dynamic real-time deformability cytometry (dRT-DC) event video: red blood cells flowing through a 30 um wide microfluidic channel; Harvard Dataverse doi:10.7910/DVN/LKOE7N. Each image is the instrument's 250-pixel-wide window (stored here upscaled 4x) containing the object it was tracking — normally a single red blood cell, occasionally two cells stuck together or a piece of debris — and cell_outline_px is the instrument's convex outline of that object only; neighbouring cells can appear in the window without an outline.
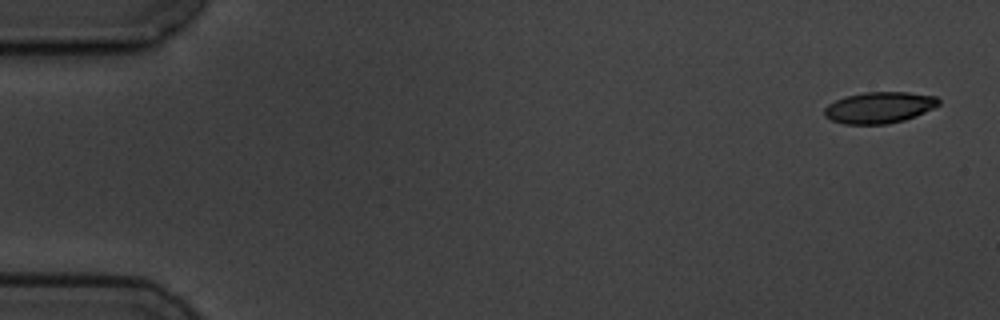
{"species": "common noctule bat (a hibernating species)", "species_latin": "Nyctalus noctula", "temperature_condition": "cold", "stored_images_in_passage": 9, "camera_frame_rate_fps": 3000, "um_per_image_px": 0.085, "animal": {"sex": "male", "body_mass_g": 19.5, "forearm_length_mm": 54.6}, "frame": {"image": 1, "passage_image": 1, "time_ms": 0.0, "image_size_px": [1000, 320], "cell_outline_px": [[940, 104], [916, 116], [904, 120], [888, 124], [844, 124], [832, 120], [824, 116], [824, 108], [828, 104], [844, 96], [864, 92], [908, 92], [936, 96], [940, 100]], "centroid_in_image_um": [74.73, 9.13], "position_along_channel_um": 10.3, "area_um2": 20.92}}
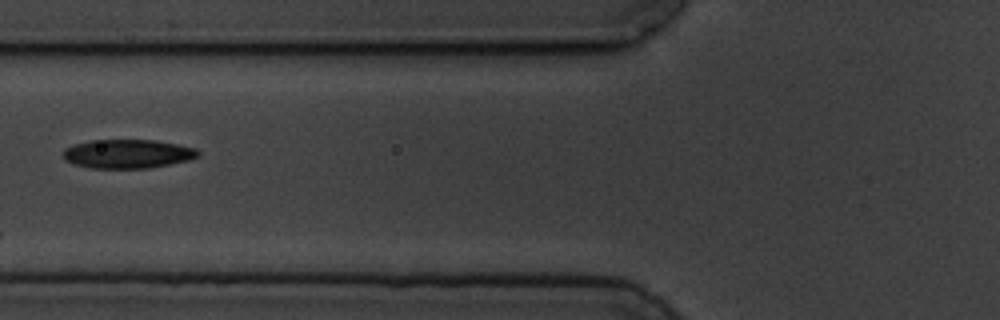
{"frame": {"image": 2, "passage_image": 6, "time_ms": 6.667, "image_size_px": [1000, 320], "cell_outline_px": [[200, 156], [188, 160], [148, 168], [88, 168], [72, 164], [64, 160], [64, 148], [72, 144], [92, 140], [156, 140], [196, 148], [200, 152]], "centroid_in_image_um": [10.82, 13.07], "position_along_channel_um": 115.0, "area_um2": 22.83}}
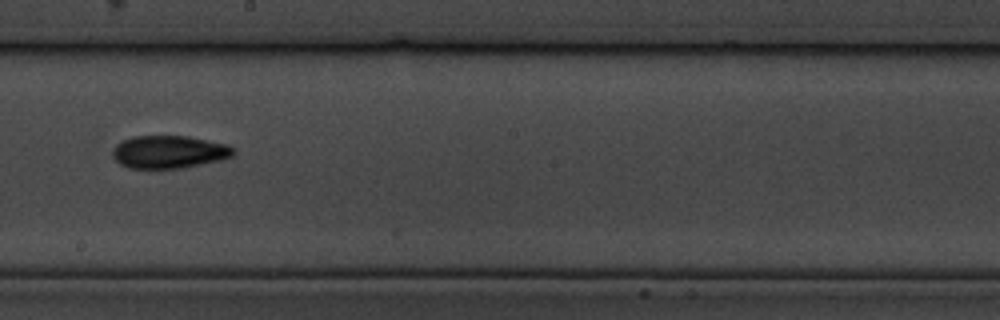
{"frame": {"image": 3, "passage_image": 9, "time_ms": 10.0, "image_size_px": [1000, 320], "cell_outline_px": [[236, 152], [232, 156], [220, 160], [184, 168], [128, 168], [120, 164], [112, 156], [112, 152], [116, 144], [132, 136], [188, 136], [228, 144], [236, 148]], "centroid_in_image_um": [14.4, 12.91], "position_along_channel_um": 233.8, "area_um2": 23.24}}